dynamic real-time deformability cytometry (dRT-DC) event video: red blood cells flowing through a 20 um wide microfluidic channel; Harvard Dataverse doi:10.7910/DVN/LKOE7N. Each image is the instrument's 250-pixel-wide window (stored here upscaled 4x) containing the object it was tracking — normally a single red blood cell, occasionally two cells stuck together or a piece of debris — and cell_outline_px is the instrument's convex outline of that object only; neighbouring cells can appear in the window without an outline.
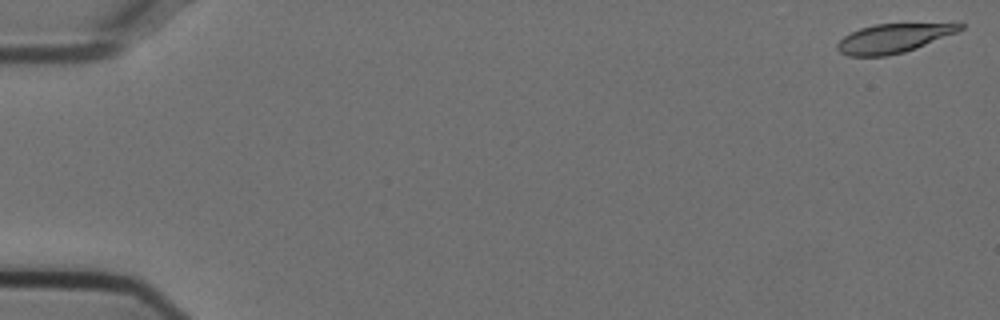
{"species": "Egyptian fruit bat (a non-hibernating species)", "species_latin": "Rousettus aegyptiacus", "temperature_condition": "cold", "stored_images_in_passage": 18, "camera_frame_rate_fps": 3000, "um_per_image_px": 0.085, "animal": {"sex": "female"}, "frame": {"image": 1, "passage_image": 1, "time_ms": 0.0, "image_size_px": [1000, 320], "cell_outline_px": [[964, 28], [956, 32], [916, 48], [904, 52], [888, 56], [848, 56], [840, 52], [836, 48], [836, 44], [844, 36], [860, 28], [876, 24], [964, 24]], "centroid_in_image_um": [75.87, 3.27], "position_along_channel_um": 9.1, "area_um2": 20.35}}
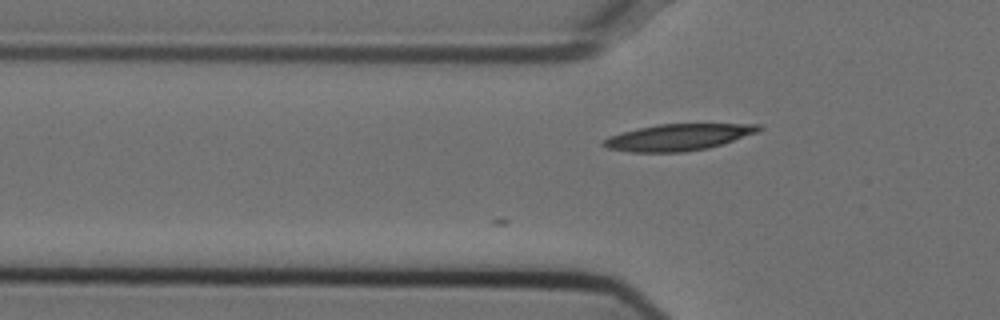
{"frame": {"image": 2, "passage_image": 18, "time_ms": 5.667, "image_size_px": [1000, 320], "cell_outline_px": [[764, 128], [756, 132], [708, 148], [684, 152], [628, 152], [608, 148], [600, 144], [600, 140], [608, 136], [636, 128], [656, 124], [760, 124]], "centroid_in_image_um": [57.55, 11.66], "position_along_channel_um": 68.2, "area_um2": 23.99}}